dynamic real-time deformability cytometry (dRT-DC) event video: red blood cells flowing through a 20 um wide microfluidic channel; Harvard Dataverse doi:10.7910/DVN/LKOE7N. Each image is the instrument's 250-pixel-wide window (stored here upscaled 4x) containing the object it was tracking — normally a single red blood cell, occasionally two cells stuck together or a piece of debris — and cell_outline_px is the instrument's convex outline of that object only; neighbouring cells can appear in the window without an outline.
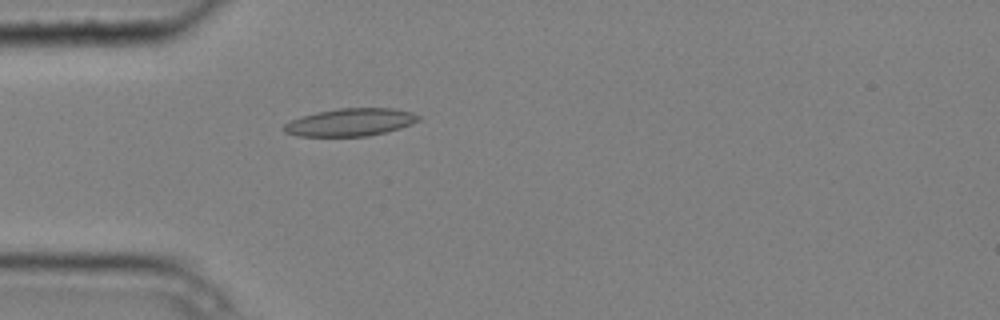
{"species": "common noctule bat (a hibernating species)", "species_latin": "Nyctalus noctula", "temperature_condition": "cold", "stored_images_in_passage": 2, "camera_frame_rate_fps": 3000, "um_per_image_px": 0.085, "animal": {"sex": "male", "body_mass_g": 20.4}, "frame": {"image": 1, "passage_image": 2, "time_ms": 0.333, "image_size_px": [1000, 320], "cell_outline_px": [[420, 120], [412, 124], [400, 128], [368, 136], [296, 136], [284, 132], [280, 128], [284, 124], [292, 120], [316, 112], [336, 108], [392, 108], [412, 112], [420, 116]], "centroid_in_image_um": [29.77, 10.39], "position_along_channel_um": 55.2, "area_um2": 21.73}}